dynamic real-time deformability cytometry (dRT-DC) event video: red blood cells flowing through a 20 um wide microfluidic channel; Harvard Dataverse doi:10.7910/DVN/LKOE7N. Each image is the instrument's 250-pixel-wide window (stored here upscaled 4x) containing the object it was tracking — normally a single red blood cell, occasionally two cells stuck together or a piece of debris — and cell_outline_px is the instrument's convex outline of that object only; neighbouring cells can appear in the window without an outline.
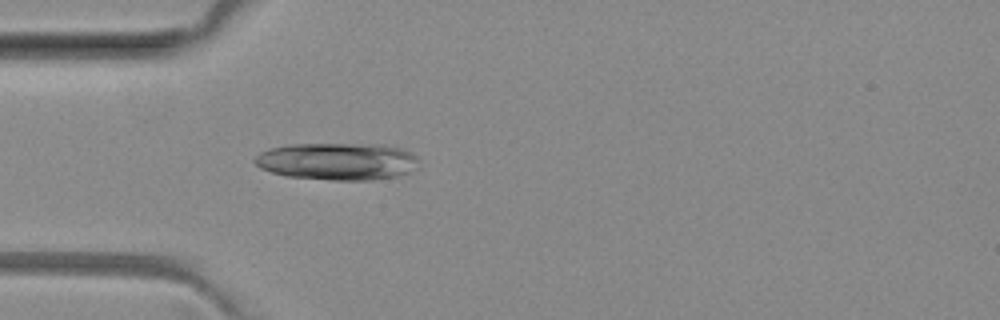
{"species": "common noctule bat (a hibernating species)", "species_latin": "Nyctalus noctula", "temperature_condition": "room temperature", "stored_images_in_passage": 4, "camera_frame_rate_fps": 3000, "um_per_image_px": 0.085, "animal": {"sex": "female", "body_mass_g": 29.2, "forearm_length_mm": 56.3}, "frame": {"image": 1, "passage_image": 4, "time_ms": 3.333, "image_size_px": [1000, 320], "cell_outline_px": [[420, 168], [396, 176], [372, 180], [332, 180], [284, 176], [260, 168], [252, 160], [260, 152], [268, 148], [292, 144], [384, 144], [404, 148], [412, 152], [420, 160]], "centroid_in_image_um": [28.73, 13.71], "position_along_channel_um": 56.3, "area_um2": 36.24}}